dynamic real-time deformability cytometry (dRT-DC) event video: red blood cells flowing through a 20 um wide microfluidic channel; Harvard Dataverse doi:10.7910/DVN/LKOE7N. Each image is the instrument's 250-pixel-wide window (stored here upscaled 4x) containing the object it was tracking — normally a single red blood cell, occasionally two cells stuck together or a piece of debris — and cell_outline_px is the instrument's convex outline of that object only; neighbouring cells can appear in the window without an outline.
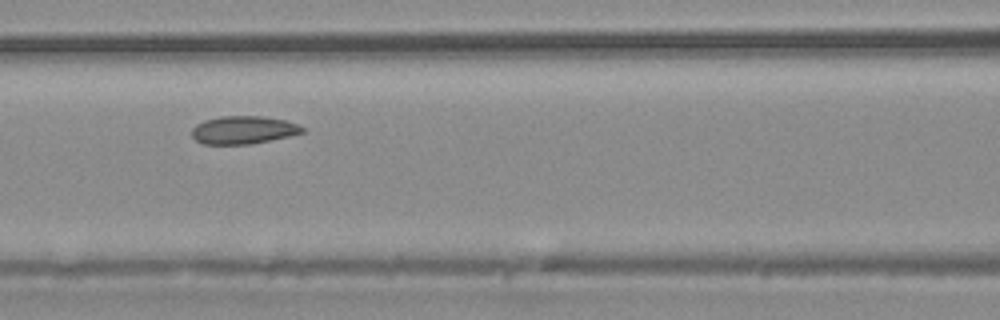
{"species": "common noctule bat (a hibernating species)", "species_latin": "Nyctalus noctula", "temperature_condition": "warm", "stored_images_in_passage": 6, "camera_frame_rate_fps": 3000, "um_per_image_px": 0.085, "animal": {"sex": "male", "body_mass_g": 20.4}, "frame": {"image": 1, "passage_image": 5, "time_ms": 5.0, "image_size_px": [1000, 320], "cell_outline_px": [[304, 132], [292, 136], [248, 144], [200, 144], [192, 136], [192, 128], [196, 124], [204, 120], [220, 116], [264, 116], [284, 120], [296, 124], [304, 128]], "centroid_in_image_um": [20.66, 11.05], "position_along_channel_um": 145.9, "area_um2": 18.03}}
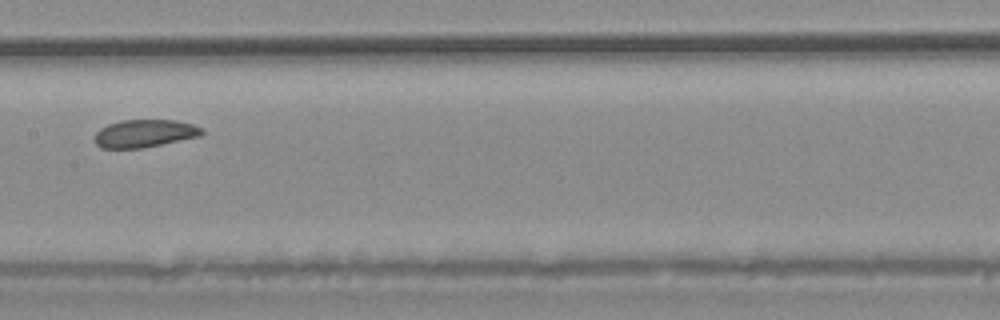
{"frame": {"image": 2, "passage_image": 6, "time_ms": 6.0, "image_size_px": [1000, 320], "cell_outline_px": [[204, 132], [200, 136], [144, 148], [100, 148], [96, 144], [96, 132], [100, 128], [108, 124], [120, 120], [176, 120], [192, 124], [200, 128]], "centroid_in_image_um": [12.28, 11.34], "position_along_channel_um": 195.1, "area_um2": 17.28}}